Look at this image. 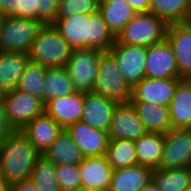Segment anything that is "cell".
Wrapping results in <instances>:
<instances>
[{"mask_svg": "<svg viewBox=\"0 0 191 191\" xmlns=\"http://www.w3.org/2000/svg\"><path fill=\"white\" fill-rule=\"evenodd\" d=\"M73 50L96 49L108 52L116 42L102 15L77 13L56 19L52 24Z\"/></svg>", "mask_w": 191, "mask_h": 191, "instance_id": "cell-1", "label": "cell"}, {"mask_svg": "<svg viewBox=\"0 0 191 191\" xmlns=\"http://www.w3.org/2000/svg\"><path fill=\"white\" fill-rule=\"evenodd\" d=\"M41 156L29 140L16 131L0 141V176L9 186L30 180Z\"/></svg>", "mask_w": 191, "mask_h": 191, "instance_id": "cell-2", "label": "cell"}, {"mask_svg": "<svg viewBox=\"0 0 191 191\" xmlns=\"http://www.w3.org/2000/svg\"><path fill=\"white\" fill-rule=\"evenodd\" d=\"M73 49L53 25H43L29 50L31 63L45 68L65 67Z\"/></svg>", "mask_w": 191, "mask_h": 191, "instance_id": "cell-3", "label": "cell"}, {"mask_svg": "<svg viewBox=\"0 0 191 191\" xmlns=\"http://www.w3.org/2000/svg\"><path fill=\"white\" fill-rule=\"evenodd\" d=\"M168 25L152 13L137 14L116 36V42L150 47L166 39Z\"/></svg>", "mask_w": 191, "mask_h": 191, "instance_id": "cell-4", "label": "cell"}, {"mask_svg": "<svg viewBox=\"0 0 191 191\" xmlns=\"http://www.w3.org/2000/svg\"><path fill=\"white\" fill-rule=\"evenodd\" d=\"M93 93L120 103H129L132 88L123 78L115 58L109 52L101 54Z\"/></svg>", "mask_w": 191, "mask_h": 191, "instance_id": "cell-5", "label": "cell"}, {"mask_svg": "<svg viewBox=\"0 0 191 191\" xmlns=\"http://www.w3.org/2000/svg\"><path fill=\"white\" fill-rule=\"evenodd\" d=\"M42 26L38 20L4 17L0 30V51L28 54Z\"/></svg>", "mask_w": 191, "mask_h": 191, "instance_id": "cell-6", "label": "cell"}, {"mask_svg": "<svg viewBox=\"0 0 191 191\" xmlns=\"http://www.w3.org/2000/svg\"><path fill=\"white\" fill-rule=\"evenodd\" d=\"M102 53L96 49L72 51L65 68L76 92L86 94L93 91Z\"/></svg>", "mask_w": 191, "mask_h": 191, "instance_id": "cell-7", "label": "cell"}, {"mask_svg": "<svg viewBox=\"0 0 191 191\" xmlns=\"http://www.w3.org/2000/svg\"><path fill=\"white\" fill-rule=\"evenodd\" d=\"M4 105L11 127L21 131L28 123L44 114L45 104L40 99L19 90L5 93Z\"/></svg>", "mask_w": 191, "mask_h": 191, "instance_id": "cell-8", "label": "cell"}, {"mask_svg": "<svg viewBox=\"0 0 191 191\" xmlns=\"http://www.w3.org/2000/svg\"><path fill=\"white\" fill-rule=\"evenodd\" d=\"M191 165V129H172L164 135L159 168L180 169Z\"/></svg>", "mask_w": 191, "mask_h": 191, "instance_id": "cell-9", "label": "cell"}, {"mask_svg": "<svg viewBox=\"0 0 191 191\" xmlns=\"http://www.w3.org/2000/svg\"><path fill=\"white\" fill-rule=\"evenodd\" d=\"M108 52L115 58L118 69L131 88L145 78V47L115 42Z\"/></svg>", "mask_w": 191, "mask_h": 191, "instance_id": "cell-10", "label": "cell"}, {"mask_svg": "<svg viewBox=\"0 0 191 191\" xmlns=\"http://www.w3.org/2000/svg\"><path fill=\"white\" fill-rule=\"evenodd\" d=\"M145 77L150 79L180 78L171 45L163 42L146 48Z\"/></svg>", "mask_w": 191, "mask_h": 191, "instance_id": "cell-11", "label": "cell"}, {"mask_svg": "<svg viewBox=\"0 0 191 191\" xmlns=\"http://www.w3.org/2000/svg\"><path fill=\"white\" fill-rule=\"evenodd\" d=\"M181 78L150 79L144 78L132 88L130 102H149L169 107Z\"/></svg>", "mask_w": 191, "mask_h": 191, "instance_id": "cell-12", "label": "cell"}, {"mask_svg": "<svg viewBox=\"0 0 191 191\" xmlns=\"http://www.w3.org/2000/svg\"><path fill=\"white\" fill-rule=\"evenodd\" d=\"M166 40L171 45L181 79H191V22L170 24Z\"/></svg>", "mask_w": 191, "mask_h": 191, "instance_id": "cell-13", "label": "cell"}, {"mask_svg": "<svg viewBox=\"0 0 191 191\" xmlns=\"http://www.w3.org/2000/svg\"><path fill=\"white\" fill-rule=\"evenodd\" d=\"M146 133L142 121L130 102L116 106L108 131L109 139L136 141Z\"/></svg>", "mask_w": 191, "mask_h": 191, "instance_id": "cell-14", "label": "cell"}, {"mask_svg": "<svg viewBox=\"0 0 191 191\" xmlns=\"http://www.w3.org/2000/svg\"><path fill=\"white\" fill-rule=\"evenodd\" d=\"M85 158L105 156L109 143L108 132L94 129L82 121L66 129Z\"/></svg>", "mask_w": 191, "mask_h": 191, "instance_id": "cell-15", "label": "cell"}, {"mask_svg": "<svg viewBox=\"0 0 191 191\" xmlns=\"http://www.w3.org/2000/svg\"><path fill=\"white\" fill-rule=\"evenodd\" d=\"M84 94L75 92L68 97L54 98L45 103L44 113L51 117L63 130L81 121Z\"/></svg>", "mask_w": 191, "mask_h": 191, "instance_id": "cell-16", "label": "cell"}, {"mask_svg": "<svg viewBox=\"0 0 191 191\" xmlns=\"http://www.w3.org/2000/svg\"><path fill=\"white\" fill-rule=\"evenodd\" d=\"M117 102L96 93L84 94L81 121L94 129L108 132Z\"/></svg>", "mask_w": 191, "mask_h": 191, "instance_id": "cell-17", "label": "cell"}, {"mask_svg": "<svg viewBox=\"0 0 191 191\" xmlns=\"http://www.w3.org/2000/svg\"><path fill=\"white\" fill-rule=\"evenodd\" d=\"M82 191H108L113 169L105 156L87 157L79 165Z\"/></svg>", "mask_w": 191, "mask_h": 191, "instance_id": "cell-18", "label": "cell"}, {"mask_svg": "<svg viewBox=\"0 0 191 191\" xmlns=\"http://www.w3.org/2000/svg\"><path fill=\"white\" fill-rule=\"evenodd\" d=\"M63 129L45 113L28 123L20 132L42 155Z\"/></svg>", "mask_w": 191, "mask_h": 191, "instance_id": "cell-19", "label": "cell"}, {"mask_svg": "<svg viewBox=\"0 0 191 191\" xmlns=\"http://www.w3.org/2000/svg\"><path fill=\"white\" fill-rule=\"evenodd\" d=\"M171 128L191 129V80L183 79L169 105Z\"/></svg>", "mask_w": 191, "mask_h": 191, "instance_id": "cell-20", "label": "cell"}, {"mask_svg": "<svg viewBox=\"0 0 191 191\" xmlns=\"http://www.w3.org/2000/svg\"><path fill=\"white\" fill-rule=\"evenodd\" d=\"M42 156L55 166L80 165L84 156L66 130H62Z\"/></svg>", "mask_w": 191, "mask_h": 191, "instance_id": "cell-21", "label": "cell"}, {"mask_svg": "<svg viewBox=\"0 0 191 191\" xmlns=\"http://www.w3.org/2000/svg\"><path fill=\"white\" fill-rule=\"evenodd\" d=\"M142 121L147 133L165 135L171 128L170 112L167 106H158L149 102H130Z\"/></svg>", "mask_w": 191, "mask_h": 191, "instance_id": "cell-22", "label": "cell"}, {"mask_svg": "<svg viewBox=\"0 0 191 191\" xmlns=\"http://www.w3.org/2000/svg\"><path fill=\"white\" fill-rule=\"evenodd\" d=\"M29 62L28 54L0 51V87L5 92L17 89Z\"/></svg>", "mask_w": 191, "mask_h": 191, "instance_id": "cell-23", "label": "cell"}, {"mask_svg": "<svg viewBox=\"0 0 191 191\" xmlns=\"http://www.w3.org/2000/svg\"><path fill=\"white\" fill-rule=\"evenodd\" d=\"M98 11L115 37L138 14L125 0H100Z\"/></svg>", "mask_w": 191, "mask_h": 191, "instance_id": "cell-24", "label": "cell"}, {"mask_svg": "<svg viewBox=\"0 0 191 191\" xmlns=\"http://www.w3.org/2000/svg\"><path fill=\"white\" fill-rule=\"evenodd\" d=\"M152 170L138 165L113 170L108 191H139L151 180Z\"/></svg>", "mask_w": 191, "mask_h": 191, "instance_id": "cell-25", "label": "cell"}, {"mask_svg": "<svg viewBox=\"0 0 191 191\" xmlns=\"http://www.w3.org/2000/svg\"><path fill=\"white\" fill-rule=\"evenodd\" d=\"M149 13L162 19L167 25L190 22V0H150Z\"/></svg>", "mask_w": 191, "mask_h": 191, "instance_id": "cell-26", "label": "cell"}, {"mask_svg": "<svg viewBox=\"0 0 191 191\" xmlns=\"http://www.w3.org/2000/svg\"><path fill=\"white\" fill-rule=\"evenodd\" d=\"M164 135L158 133H146L134 141L136 156L139 165L158 169L162 159Z\"/></svg>", "mask_w": 191, "mask_h": 191, "instance_id": "cell-27", "label": "cell"}, {"mask_svg": "<svg viewBox=\"0 0 191 191\" xmlns=\"http://www.w3.org/2000/svg\"><path fill=\"white\" fill-rule=\"evenodd\" d=\"M73 83L65 67L46 68L44 79V104L51 99L74 94Z\"/></svg>", "mask_w": 191, "mask_h": 191, "instance_id": "cell-28", "label": "cell"}, {"mask_svg": "<svg viewBox=\"0 0 191 191\" xmlns=\"http://www.w3.org/2000/svg\"><path fill=\"white\" fill-rule=\"evenodd\" d=\"M151 180L161 191H187L191 185V169H155Z\"/></svg>", "mask_w": 191, "mask_h": 191, "instance_id": "cell-29", "label": "cell"}, {"mask_svg": "<svg viewBox=\"0 0 191 191\" xmlns=\"http://www.w3.org/2000/svg\"><path fill=\"white\" fill-rule=\"evenodd\" d=\"M105 157L113 170L139 165L134 141L126 139H109Z\"/></svg>", "mask_w": 191, "mask_h": 191, "instance_id": "cell-30", "label": "cell"}, {"mask_svg": "<svg viewBox=\"0 0 191 191\" xmlns=\"http://www.w3.org/2000/svg\"><path fill=\"white\" fill-rule=\"evenodd\" d=\"M45 73L44 66L29 62L20 78L17 90L30 94L44 103Z\"/></svg>", "mask_w": 191, "mask_h": 191, "instance_id": "cell-31", "label": "cell"}, {"mask_svg": "<svg viewBox=\"0 0 191 191\" xmlns=\"http://www.w3.org/2000/svg\"><path fill=\"white\" fill-rule=\"evenodd\" d=\"M30 180L38 191H61L57 176L56 166L41 156L34 166Z\"/></svg>", "mask_w": 191, "mask_h": 191, "instance_id": "cell-32", "label": "cell"}, {"mask_svg": "<svg viewBox=\"0 0 191 191\" xmlns=\"http://www.w3.org/2000/svg\"><path fill=\"white\" fill-rule=\"evenodd\" d=\"M100 0H59L56 19L73 16L77 13L94 14L98 12Z\"/></svg>", "mask_w": 191, "mask_h": 191, "instance_id": "cell-33", "label": "cell"}, {"mask_svg": "<svg viewBox=\"0 0 191 191\" xmlns=\"http://www.w3.org/2000/svg\"><path fill=\"white\" fill-rule=\"evenodd\" d=\"M57 181L61 191H81L79 165L56 166Z\"/></svg>", "mask_w": 191, "mask_h": 191, "instance_id": "cell-34", "label": "cell"}, {"mask_svg": "<svg viewBox=\"0 0 191 191\" xmlns=\"http://www.w3.org/2000/svg\"><path fill=\"white\" fill-rule=\"evenodd\" d=\"M59 0H33V20L52 25L58 14Z\"/></svg>", "mask_w": 191, "mask_h": 191, "instance_id": "cell-35", "label": "cell"}, {"mask_svg": "<svg viewBox=\"0 0 191 191\" xmlns=\"http://www.w3.org/2000/svg\"><path fill=\"white\" fill-rule=\"evenodd\" d=\"M0 14L3 17L19 18V0H0Z\"/></svg>", "mask_w": 191, "mask_h": 191, "instance_id": "cell-36", "label": "cell"}, {"mask_svg": "<svg viewBox=\"0 0 191 191\" xmlns=\"http://www.w3.org/2000/svg\"><path fill=\"white\" fill-rule=\"evenodd\" d=\"M16 132L10 125L8 117H7V112H6V107L4 103L0 104V141L8 136Z\"/></svg>", "mask_w": 191, "mask_h": 191, "instance_id": "cell-37", "label": "cell"}, {"mask_svg": "<svg viewBox=\"0 0 191 191\" xmlns=\"http://www.w3.org/2000/svg\"><path fill=\"white\" fill-rule=\"evenodd\" d=\"M19 18L33 19V0H19Z\"/></svg>", "mask_w": 191, "mask_h": 191, "instance_id": "cell-38", "label": "cell"}, {"mask_svg": "<svg viewBox=\"0 0 191 191\" xmlns=\"http://www.w3.org/2000/svg\"><path fill=\"white\" fill-rule=\"evenodd\" d=\"M129 5L139 13H149L150 0H125Z\"/></svg>", "mask_w": 191, "mask_h": 191, "instance_id": "cell-39", "label": "cell"}, {"mask_svg": "<svg viewBox=\"0 0 191 191\" xmlns=\"http://www.w3.org/2000/svg\"><path fill=\"white\" fill-rule=\"evenodd\" d=\"M9 191H38V190L31 180H27L9 186Z\"/></svg>", "mask_w": 191, "mask_h": 191, "instance_id": "cell-40", "label": "cell"}, {"mask_svg": "<svg viewBox=\"0 0 191 191\" xmlns=\"http://www.w3.org/2000/svg\"><path fill=\"white\" fill-rule=\"evenodd\" d=\"M139 191H161L159 190L152 180H150L143 188H141Z\"/></svg>", "mask_w": 191, "mask_h": 191, "instance_id": "cell-41", "label": "cell"}, {"mask_svg": "<svg viewBox=\"0 0 191 191\" xmlns=\"http://www.w3.org/2000/svg\"><path fill=\"white\" fill-rule=\"evenodd\" d=\"M0 191H9V185L0 176Z\"/></svg>", "mask_w": 191, "mask_h": 191, "instance_id": "cell-42", "label": "cell"}, {"mask_svg": "<svg viewBox=\"0 0 191 191\" xmlns=\"http://www.w3.org/2000/svg\"><path fill=\"white\" fill-rule=\"evenodd\" d=\"M5 91L0 87V104L4 103Z\"/></svg>", "mask_w": 191, "mask_h": 191, "instance_id": "cell-43", "label": "cell"}, {"mask_svg": "<svg viewBox=\"0 0 191 191\" xmlns=\"http://www.w3.org/2000/svg\"><path fill=\"white\" fill-rule=\"evenodd\" d=\"M3 18H4V17L0 14V30H1Z\"/></svg>", "mask_w": 191, "mask_h": 191, "instance_id": "cell-44", "label": "cell"}]
</instances>
